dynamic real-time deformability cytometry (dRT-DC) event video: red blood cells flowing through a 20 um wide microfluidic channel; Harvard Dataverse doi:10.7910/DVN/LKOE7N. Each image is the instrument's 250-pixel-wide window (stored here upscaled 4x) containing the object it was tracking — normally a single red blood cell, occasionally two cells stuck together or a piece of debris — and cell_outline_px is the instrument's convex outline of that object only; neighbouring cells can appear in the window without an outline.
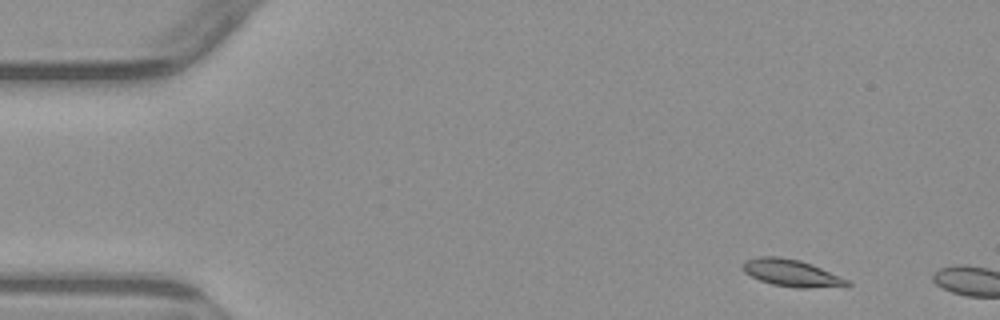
{"species": "common noctule bat (a hibernating species)", "species_latin": "Nyctalus noctula", "temperature_condition": "warm", "stored_images_in_passage": 2, "camera_frame_rate_fps": 3000, "um_per_image_px": 0.085, "animal": {"sex": "male", "body_mass_g": 23.1, "forearm_length_mm": 52.7}, "frame": {"image": 1, "passage_image": 1, "time_ms": 0.0, "image_size_px": [1000, 320], "cell_outline_px": [[852, 284], [848, 288], [796, 288], [772, 284], [760, 280], [744, 272], [740, 268], [740, 264], [744, 260], [760, 256], [780, 256], [800, 260], [812, 264], [840, 276], [848, 280]], "centroid_in_image_um": [67.32, 23.22], "position_along_channel_um": 17.7, "area_um2": 16.99}}